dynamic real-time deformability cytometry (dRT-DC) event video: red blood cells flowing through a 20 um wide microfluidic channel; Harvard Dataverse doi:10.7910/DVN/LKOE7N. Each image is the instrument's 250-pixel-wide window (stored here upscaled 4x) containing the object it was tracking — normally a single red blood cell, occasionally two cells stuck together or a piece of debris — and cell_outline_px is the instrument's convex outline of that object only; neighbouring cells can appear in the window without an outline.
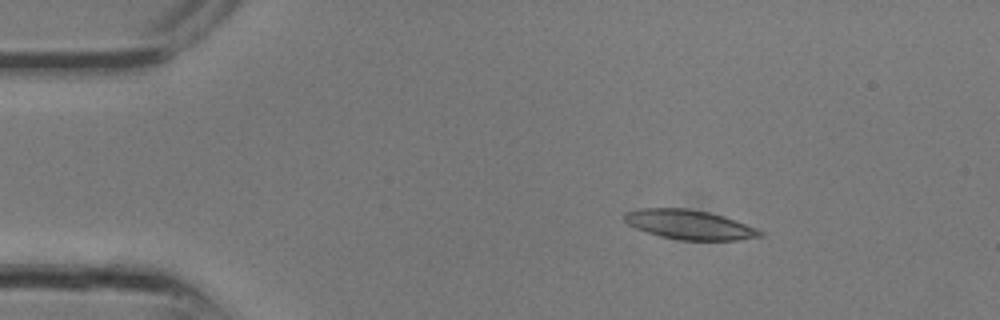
{"species": "common noctule bat (a hibernating species)", "species_latin": "Nyctalus noctula", "temperature_condition": "room temperature", "stored_images_in_passage": 11, "camera_frame_rate_fps": 3000, "um_per_image_px": 0.085, "animal": {"sex": "male", "body_mass_g": 13.3}, "frame": {"image": 1, "passage_image": 4, "time_ms": 1.0, "image_size_px": [1000, 320], "cell_outline_px": [[764, 236], [736, 240], [680, 240], [660, 236], [636, 228], [628, 224], [624, 220], [624, 212], [640, 208], [688, 208], [708, 212], [724, 216], [756, 228], [764, 232]], "centroid_in_image_um": [58.6, 19.09], "position_along_channel_um": 26.4, "area_um2": 23.24}}
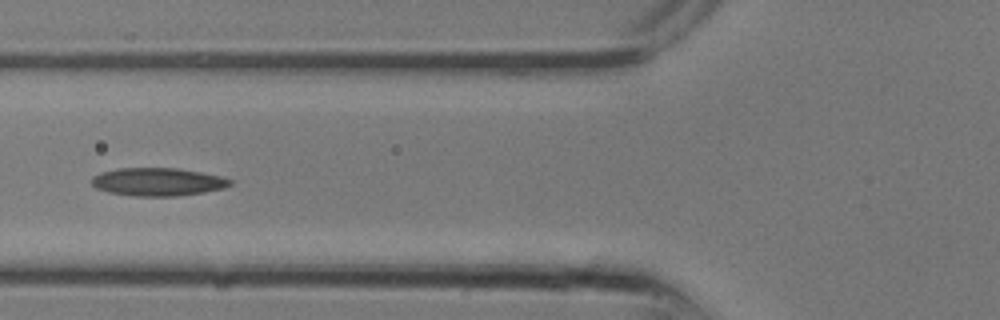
{"frame": {"image": 2, "passage_image": 10, "time_ms": 3.0, "image_size_px": [1000, 320], "cell_outline_px": [[232, 184], [224, 188], [204, 192], [176, 196], [132, 196], [108, 192], [96, 188], [92, 184], [92, 176], [100, 172], [120, 168], [176, 168], [224, 176], [232, 180]], "centroid_in_image_um": [13.42, 15.45], "position_along_channel_um": 112.4, "area_um2": 22.72}}